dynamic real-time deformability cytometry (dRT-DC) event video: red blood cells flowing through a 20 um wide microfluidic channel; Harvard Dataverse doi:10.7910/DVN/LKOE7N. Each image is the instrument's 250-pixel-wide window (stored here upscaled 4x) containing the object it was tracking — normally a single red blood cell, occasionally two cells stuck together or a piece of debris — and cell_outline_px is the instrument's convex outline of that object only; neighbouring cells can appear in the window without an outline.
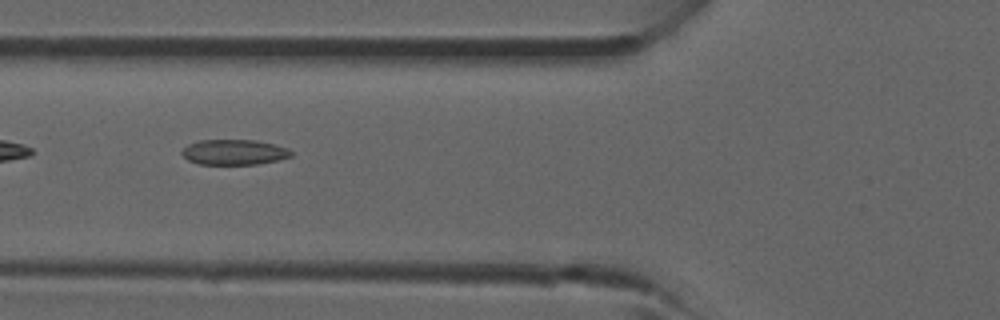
{"species": "common noctule bat (a hibernating species)", "species_latin": "Nyctalus noctula", "temperature_condition": "room temperature", "stored_images_in_passage": 2, "camera_frame_rate_fps": 3000, "um_per_image_px": 0.085, "animal": {"sex": "male", "forearm_length_mm": 52.5}, "frame": {"image": 1, "passage_image": 2, "time_ms": 1.0, "image_size_px": [1000, 320], "cell_outline_px": [[292, 156], [276, 160], [256, 164], [196, 164], [188, 160], [180, 152], [188, 144], [200, 140], [256, 140], [288, 148], [292, 152]], "centroid_in_image_um": [19.87, 12.93], "position_along_channel_um": 105.9, "area_um2": 16.01}}